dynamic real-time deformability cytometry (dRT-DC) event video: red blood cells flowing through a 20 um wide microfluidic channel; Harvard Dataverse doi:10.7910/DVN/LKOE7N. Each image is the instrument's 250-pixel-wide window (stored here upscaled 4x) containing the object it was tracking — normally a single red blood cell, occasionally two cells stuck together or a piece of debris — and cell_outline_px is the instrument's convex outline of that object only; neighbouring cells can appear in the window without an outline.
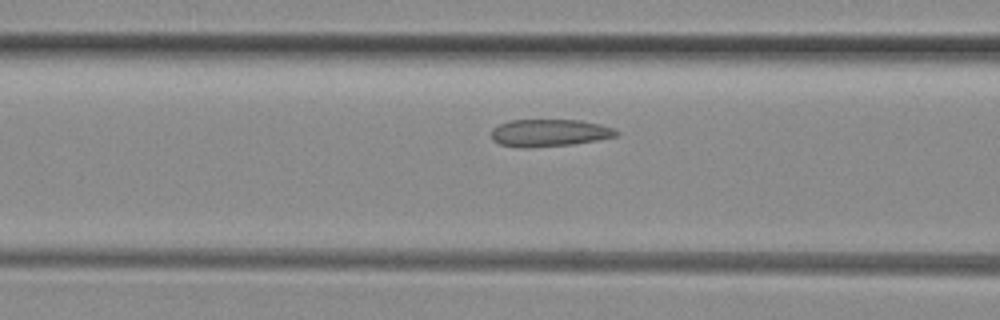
{"species": "common noctule bat (a hibernating species)", "species_latin": "Nyctalus noctula", "temperature_condition": "room temperature", "stored_images_in_passage": 22, "camera_frame_rate_fps": 3000, "um_per_image_px": 0.085, "animal": {"sex": "female", "body_mass_g": 29.2, "forearm_length_mm": 56.3}, "frame": {"image": 1, "passage_image": 14, "time_ms": 4.333, "image_size_px": [1000, 320], "cell_outline_px": [[620, 132], [616, 136], [596, 140], [572, 144], [528, 148], [520, 148], [500, 144], [492, 140], [492, 128], [508, 120], [580, 120], [600, 124], [612, 128]], "centroid_in_image_um": [46.66, 11.29], "position_along_channel_um": 119.9, "area_um2": 19.88}}
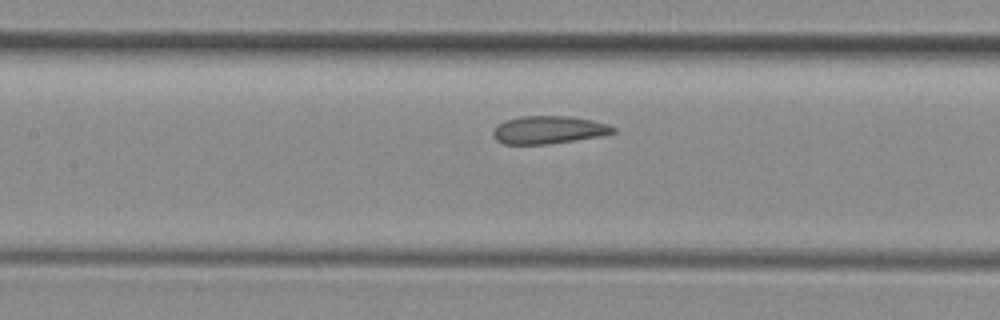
{"frame": {"image": 2, "passage_image": 17, "time_ms": 5.333, "image_size_px": [1000, 320], "cell_outline_px": [[616, 132], [600, 136], [548, 144], [504, 144], [496, 140], [492, 136], [492, 132], [504, 120], [520, 116], [572, 116], [592, 120], [608, 124], [616, 128]], "centroid_in_image_um": [46.63, 11.03], "position_along_channel_um": 160.8, "area_um2": 19.48}}
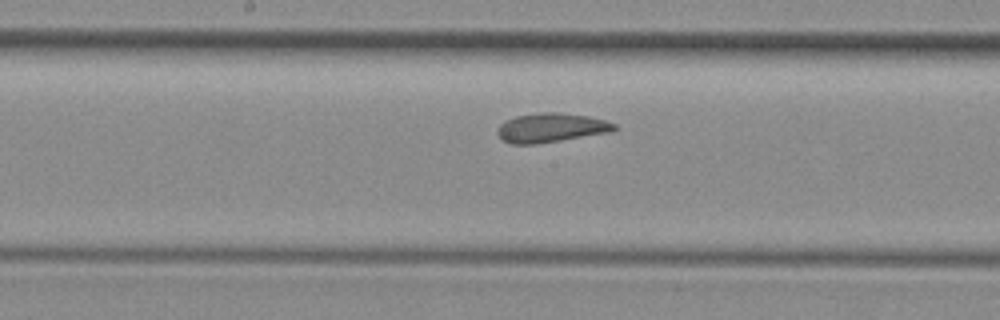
{"frame": {"image": 3, "passage_image": 20, "time_ms": 6.333, "image_size_px": [1000, 320], "cell_outline_px": [[616, 128], [612, 132], [536, 144], [512, 144], [504, 140], [496, 132], [500, 124], [516, 116], [540, 112], [560, 112], [588, 116], [604, 120], [616, 124]], "centroid_in_image_um": [46.86, 10.85], "position_along_channel_um": 201.3, "area_um2": 19.77}}